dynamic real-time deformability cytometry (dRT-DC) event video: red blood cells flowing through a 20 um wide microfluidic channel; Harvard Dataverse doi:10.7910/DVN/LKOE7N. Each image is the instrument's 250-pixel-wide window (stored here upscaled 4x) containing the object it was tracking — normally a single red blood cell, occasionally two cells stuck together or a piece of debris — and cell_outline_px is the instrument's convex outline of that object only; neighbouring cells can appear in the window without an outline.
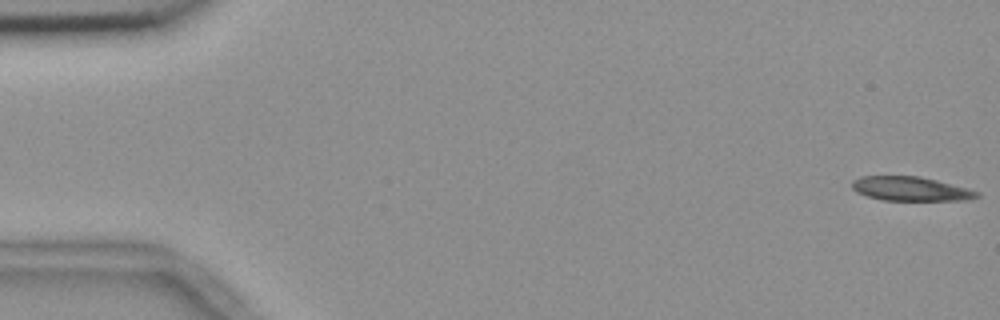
{"species": "common noctule bat (a hibernating species)", "species_latin": "Nyctalus noctula", "temperature_condition": "room temperature", "stored_images_in_passage": 16, "camera_frame_rate_fps": 3000, "um_per_image_px": 0.085, "animal": {"sex": "female", "body_mass_g": 18.4}, "frame": {"image": 1, "passage_image": 1, "time_ms": 0.0, "image_size_px": [1000, 320], "cell_outline_px": [[980, 196], [964, 200], [884, 200], [868, 196], [856, 192], [852, 188], [852, 180], [860, 176], [920, 176], [936, 180], [980, 192]], "centroid_in_image_um": [77.37, 16.04], "position_along_channel_um": 7.6, "area_um2": 17.4}}
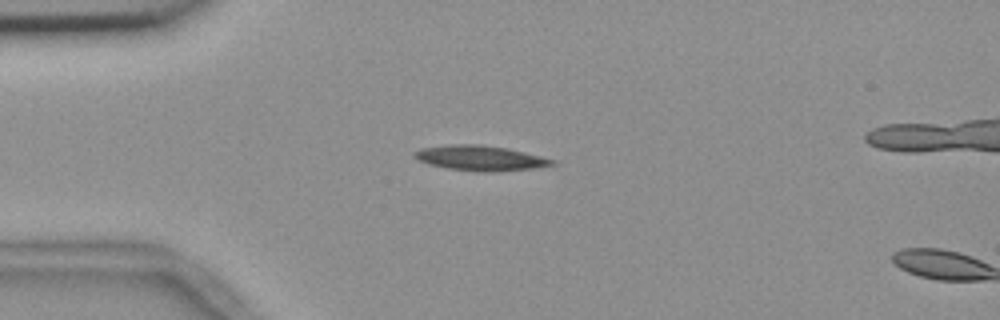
{"frame": {"image": 2, "passage_image": 14, "time_ms": 4.333, "image_size_px": [1000, 320], "cell_outline_px": [[556, 164], [536, 168], [492, 172], [480, 172], [448, 168], [428, 164], [420, 160], [416, 156], [416, 152], [420, 148], [448, 144], [480, 144], [508, 148], [556, 160]], "centroid_in_image_um": [40.87, 13.43], "position_along_channel_um": 44.1, "area_um2": 20.06}}